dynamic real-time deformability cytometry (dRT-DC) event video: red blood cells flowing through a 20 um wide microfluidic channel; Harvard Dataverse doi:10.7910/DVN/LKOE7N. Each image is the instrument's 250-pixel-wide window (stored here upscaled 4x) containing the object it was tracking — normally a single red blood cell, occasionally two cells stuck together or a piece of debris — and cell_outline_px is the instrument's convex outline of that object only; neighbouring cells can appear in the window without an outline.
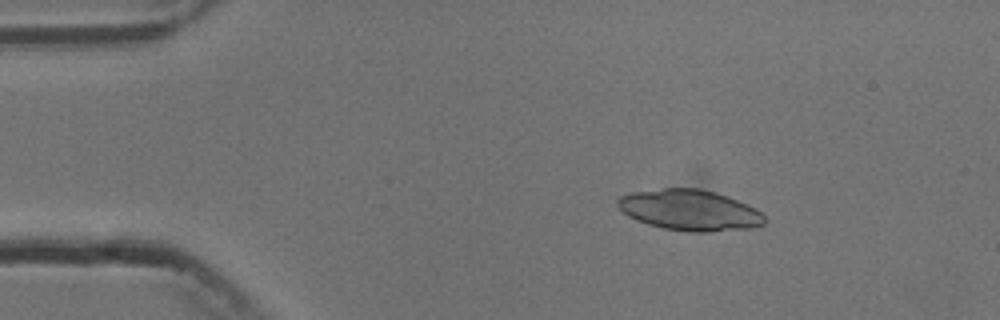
{"species": "common noctule bat (a hibernating species)", "species_latin": "Nyctalus noctula", "temperature_condition": "cold", "stored_images_in_passage": 4, "camera_frame_rate_fps": 3000, "um_per_image_px": 0.085, "animal": {"sex": "male", "body_mass_g": 13.3}, "frame": {"image": 1, "passage_image": 2, "time_ms": 2.0, "image_size_px": [1000, 320], "cell_outline_px": [[764, 224], [752, 228], [712, 232], [688, 232], [660, 228], [636, 220], [628, 216], [616, 204], [616, 200], [620, 196], [632, 192], [664, 188], [700, 188], [748, 204], [756, 208], [764, 216]], "centroid_in_image_um": [58.6, 17.88], "position_along_channel_um": 26.4, "area_um2": 34.97}}